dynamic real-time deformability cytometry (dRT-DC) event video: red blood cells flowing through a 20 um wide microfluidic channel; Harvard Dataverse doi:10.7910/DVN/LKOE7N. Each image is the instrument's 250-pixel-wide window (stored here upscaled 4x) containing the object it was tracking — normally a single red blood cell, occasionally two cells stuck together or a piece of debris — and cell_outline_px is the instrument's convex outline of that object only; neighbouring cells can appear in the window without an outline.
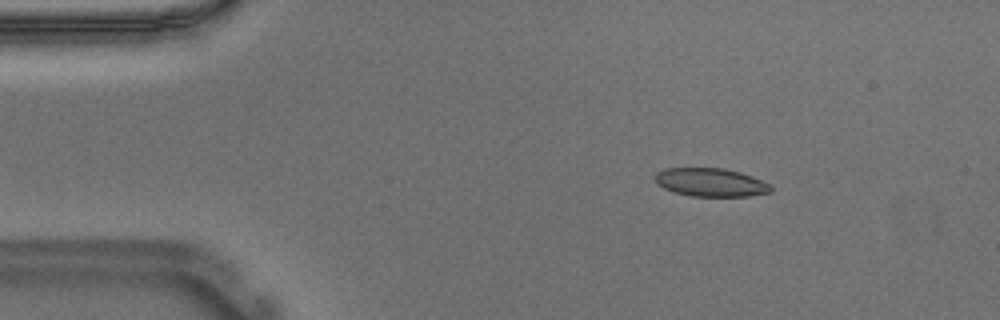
{"species": "Egyptian fruit bat (a non-hibernating species)", "species_latin": "Rousettus aegyptiacus", "temperature_condition": "warm", "stored_images_in_passage": 47, "camera_frame_rate_fps": 3000, "um_per_image_px": 0.085, "animal": {"sex": "male"}, "frame": {"image": 1, "passage_image": 1, "time_ms": 0.0, "image_size_px": [1000, 320], "cell_outline_px": [[772, 192], [748, 196], [692, 196], [676, 192], [664, 188], [656, 184], [656, 172], [664, 168], [724, 168], [740, 172], [752, 176], [768, 184], [772, 188]], "centroid_in_image_um": [60.4, 15.49], "position_along_channel_um": 24.6, "area_um2": 19.02}}
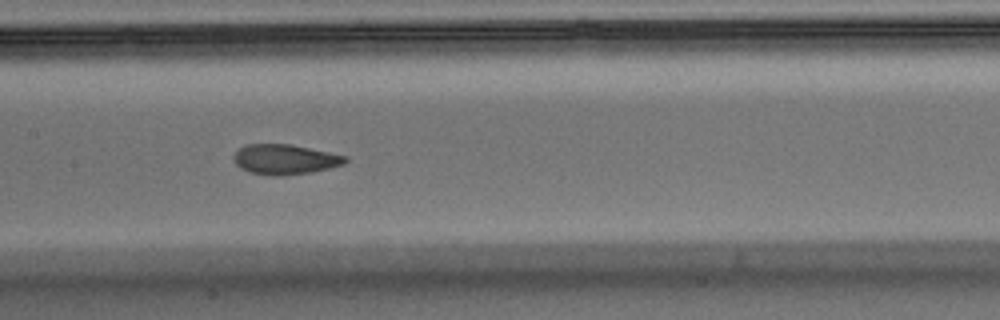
{"frame": {"image": 2, "passage_image": 19, "time_ms": 6.0, "image_size_px": [1000, 320], "cell_outline_px": [[348, 160], [344, 164], [312, 172], [284, 176], [276, 176], [248, 172], [240, 168], [232, 160], [232, 156], [244, 144], [292, 144], [348, 156]], "centroid_in_image_um": [24.21, 13.54], "position_along_channel_um": 183.2, "area_um2": 19.77}}
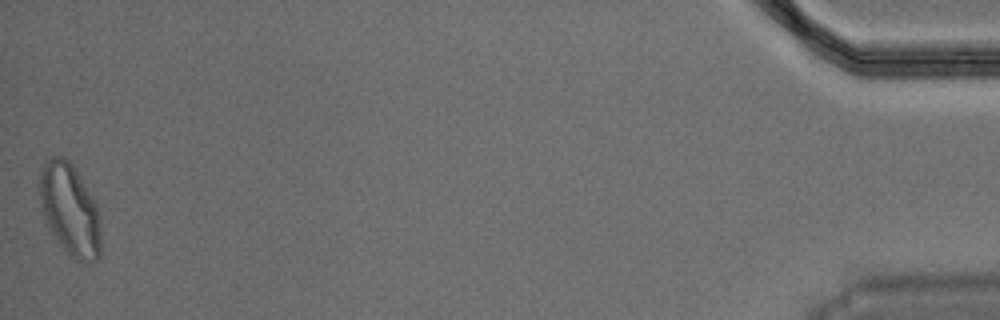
{"frame": {"image": 3, "passage_image": 47, "time_ms": 15.333, "image_size_px": [1000, 320], "cell_outline_px": [[100, 256], [96, 260], [80, 260], [72, 256], [60, 244], [52, 232], [44, 216], [40, 204], [40, 168], [44, 160], [52, 156], [60, 156], [68, 160], [72, 164], [96, 204], [100, 228]], "centroid_in_image_um": [5.91, 17.76], "position_along_channel_um": 429.3, "area_um2": 32.02}, "authors_computed_cell_mechanics": {"area_um2": 20.4612, "velocity_mm_per_s": 3.6778, "shape_relaxation_time_tau1_ms": 8.2374, "shape_relaxation_time_tau2_ms": 1.1893, "deformation_change_tau1": 0.1936, "deformation_change_tau2": 0.0748}}